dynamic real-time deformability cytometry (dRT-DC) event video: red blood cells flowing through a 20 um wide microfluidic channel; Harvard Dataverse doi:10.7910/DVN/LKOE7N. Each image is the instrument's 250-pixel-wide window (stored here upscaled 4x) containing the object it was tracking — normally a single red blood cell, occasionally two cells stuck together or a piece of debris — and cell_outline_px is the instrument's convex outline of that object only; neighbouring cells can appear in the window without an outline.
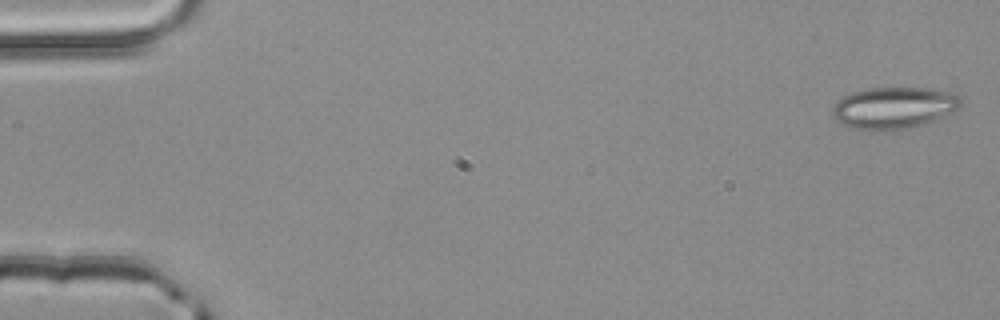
{"species": "common noctule bat (a hibernating species)", "species_latin": "Nyctalus noctula", "temperature_condition": "room temperature", "stored_images_in_passage": 52, "camera_frame_rate_fps": 3000, "um_per_image_px": 0.085, "animal": {"sex": "male", "body_mass_g": 20.4}, "frame": {"image": 1, "passage_image": 1, "time_ms": 0.0, "image_size_px": [1000, 320], "cell_outline_px": [[960, 104], [952, 112], [924, 124], [904, 128], [852, 128], [844, 124], [832, 112], [832, 108], [836, 100], [848, 92], [868, 88], [924, 88], [952, 92], [960, 96]], "centroid_in_image_um": [75.96, 9.11], "position_along_channel_um": 9.0, "area_um2": 30.35}}
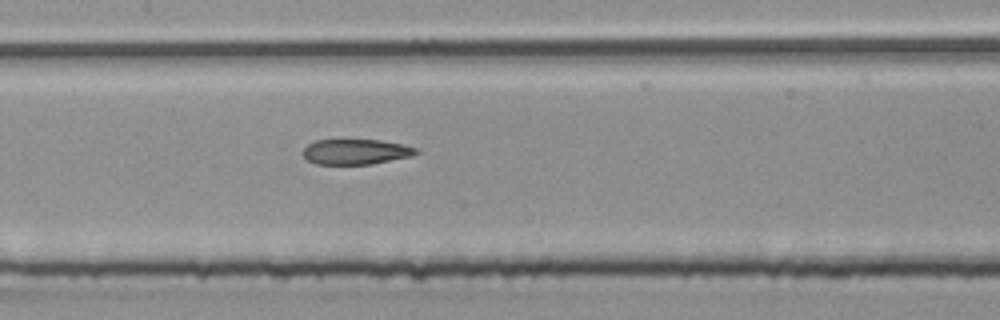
{"frame": {"image": 2, "passage_image": 25, "time_ms": 8.0, "image_size_px": [1000, 320], "cell_outline_px": [[420, 152], [412, 156], [372, 164], [316, 164], [308, 160], [300, 152], [308, 144], [316, 140], [380, 140], [404, 144], [416, 148]], "centroid_in_image_um": [30.25, 12.9], "position_along_channel_um": 177.2, "area_um2": 16.76}}
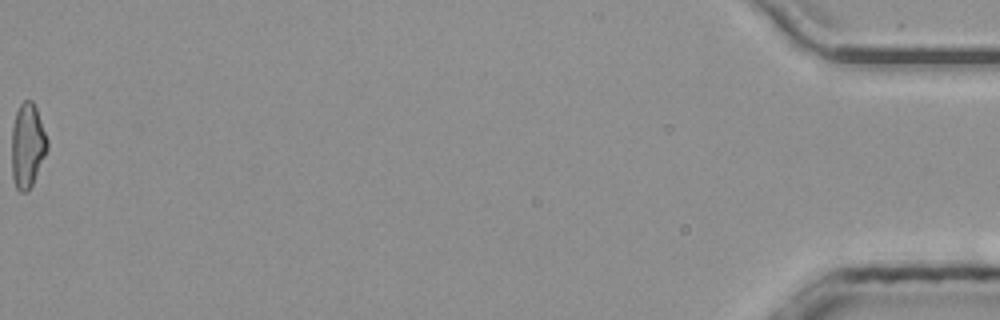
{"frame": {"image": 3, "passage_image": 52, "time_ms": 17.0, "image_size_px": [1000, 320], "cell_outline_px": [[48, 148], [32, 184], [24, 192], [20, 192], [16, 188], [12, 176], [12, 128], [16, 112], [20, 104], [24, 100], [32, 100], [36, 108], [48, 140]], "centroid_in_image_um": [2.33, 12.35], "position_along_channel_um": 432.9, "area_um2": 17.28}, "authors_computed_cell_mechanics": {"area_um2": 17.9758, "velocity_mm_per_s": 4.0426, "shape_relaxation_time_tau1_ms": null, "shape_relaxation_time_tau2_ms": 3.2651, "deformation_change_tau1": null, "deformation_change_tau2": 0.1188}}